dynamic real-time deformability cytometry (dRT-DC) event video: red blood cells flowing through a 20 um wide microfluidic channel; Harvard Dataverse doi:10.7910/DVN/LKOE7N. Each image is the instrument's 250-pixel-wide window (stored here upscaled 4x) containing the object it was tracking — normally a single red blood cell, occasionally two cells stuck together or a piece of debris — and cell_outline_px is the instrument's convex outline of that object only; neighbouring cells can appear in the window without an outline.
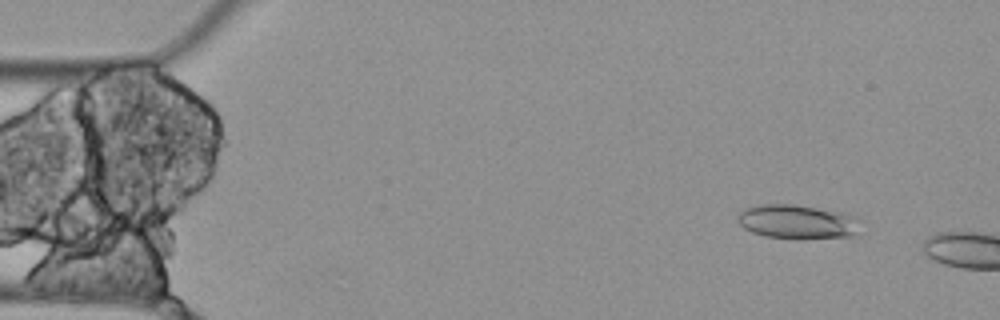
{"species": "Egyptian fruit bat (a non-hibernating species)", "species_latin": "Rousettus aegyptiacus", "temperature_condition": "cold", "stored_images_in_passage": 4, "camera_frame_rate_fps": 3000, "um_per_image_px": 0.085, "animal": {"sex": "female"}, "frame": {"image": 1, "passage_image": 2, "time_ms": 0.333, "image_size_px": [1000, 320], "cell_outline_px": [[852, 236], [804, 240], [800, 240], [764, 236], [752, 232], [744, 228], [740, 224], [740, 212], [744, 208], [756, 204], [792, 204], [840, 212], [852, 216]], "centroid_in_image_um": [67.62, 18.86], "position_along_channel_um": 17.4, "area_um2": 23.81}}